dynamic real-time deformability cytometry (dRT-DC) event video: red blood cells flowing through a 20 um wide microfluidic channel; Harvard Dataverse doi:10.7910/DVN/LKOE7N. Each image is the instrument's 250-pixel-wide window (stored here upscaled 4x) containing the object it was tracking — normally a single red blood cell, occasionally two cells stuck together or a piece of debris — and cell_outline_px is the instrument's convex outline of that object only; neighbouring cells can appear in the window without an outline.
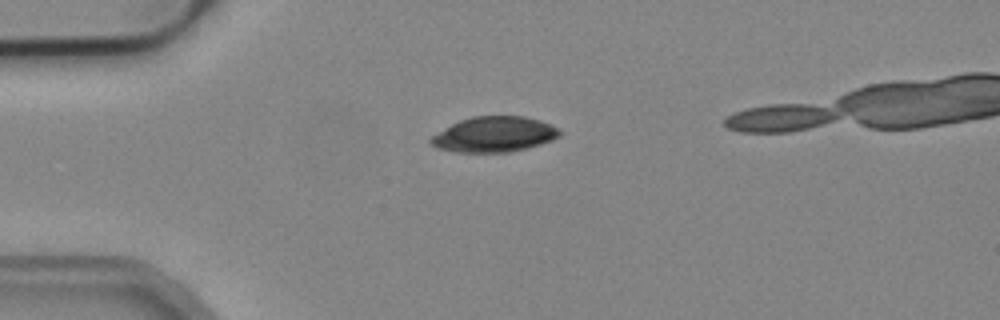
{"species": "common noctule bat (a hibernating species)", "species_latin": "Nyctalus noctula", "temperature_condition": "cold", "stored_images_in_passage": 3, "camera_frame_rate_fps": 3000, "um_per_image_px": 0.085, "animal": {"sex": "male", "body_mass_g": 19.2, "forearm_length_mm": 51.8}, "frame": {"image": 1, "passage_image": 1, "time_ms": 0.0, "image_size_px": [1000, 320], "cell_outline_px": [[564, 132], [560, 136], [552, 140], [528, 148], [512, 152], [456, 152], [440, 148], [432, 144], [428, 140], [432, 136], [452, 124], [460, 120], [472, 116], [524, 116], [540, 120], [552, 124]], "centroid_in_image_um": [42.07, 11.42], "position_along_channel_um": 42.9, "area_um2": 26.59}}